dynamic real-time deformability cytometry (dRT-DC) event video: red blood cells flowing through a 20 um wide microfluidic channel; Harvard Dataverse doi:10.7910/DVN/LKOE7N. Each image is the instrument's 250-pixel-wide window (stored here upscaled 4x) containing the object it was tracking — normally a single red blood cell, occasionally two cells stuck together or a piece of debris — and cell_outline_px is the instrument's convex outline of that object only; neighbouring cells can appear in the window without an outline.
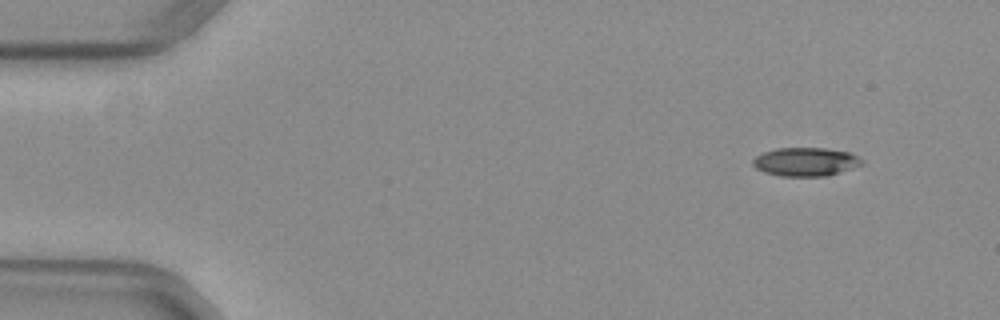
{"species": "common noctule bat (a hibernating species)", "species_latin": "Nyctalus noctula", "temperature_condition": "warm", "stored_images_in_passage": 16, "camera_frame_rate_fps": 3000, "um_per_image_px": 0.085, "animal": {"sex": "female", "body_mass_g": 29.2, "forearm_length_mm": 56.3}, "frame": {"image": 1, "passage_image": 4, "time_ms": 1.0, "image_size_px": [1000, 320], "cell_outline_px": [[864, 164], [824, 176], [780, 176], [764, 172], [756, 168], [752, 164], [752, 160], [756, 156], [764, 152], [776, 148], [824, 148], [848, 152], [864, 160]], "centroid_in_image_um": [68.44, 13.75], "position_along_channel_um": 16.6, "area_um2": 17.98}}
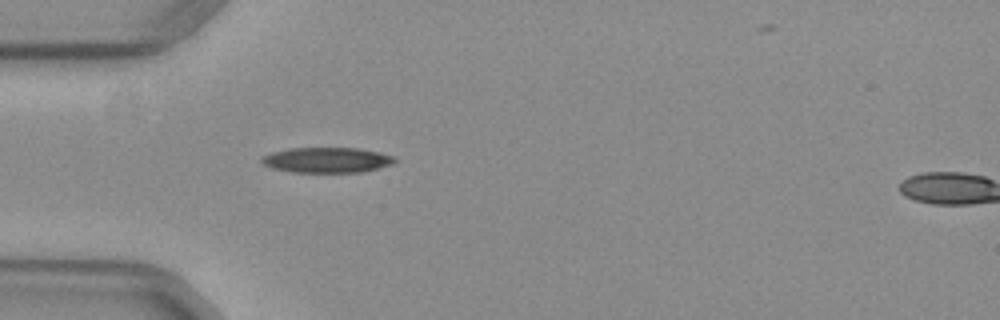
{"frame": {"image": 2, "passage_image": 15, "time_ms": 4.667, "image_size_px": [1000, 320], "cell_outline_px": [[396, 160], [392, 164], [360, 172], [292, 172], [272, 168], [264, 164], [260, 160], [264, 156], [272, 152], [292, 148], [360, 148], [380, 152], [392, 156]], "centroid_in_image_um": [27.78, 13.6], "position_along_channel_um": 57.2, "area_um2": 19.42}}